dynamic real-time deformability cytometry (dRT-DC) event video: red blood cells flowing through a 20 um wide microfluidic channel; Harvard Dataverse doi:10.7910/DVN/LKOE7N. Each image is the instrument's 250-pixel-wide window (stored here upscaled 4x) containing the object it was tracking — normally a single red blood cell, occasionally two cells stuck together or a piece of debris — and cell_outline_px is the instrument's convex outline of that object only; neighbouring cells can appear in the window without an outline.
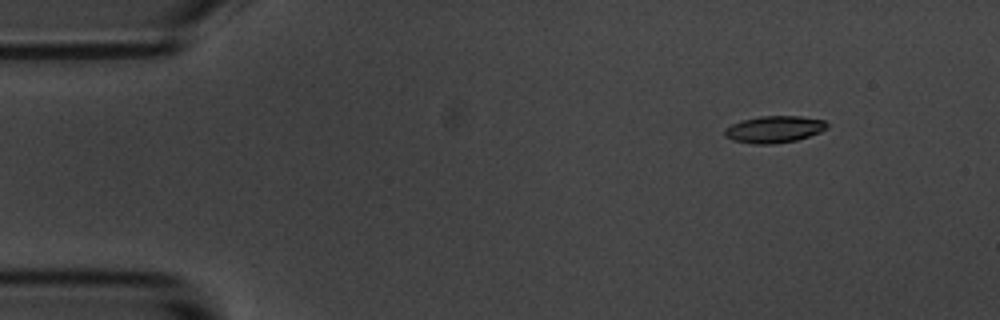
{"species": "common noctule bat (a hibernating species)", "species_latin": "Nyctalus noctula", "temperature_condition": "room temperature", "stored_images_in_passage": 5, "camera_frame_rate_fps": 3000, "um_per_image_px": 0.085, "animal": {"sex": "male", "body_mass_g": 20.1, "forearm_length_mm": 53.5}, "frame": {"image": 1, "passage_image": 2, "time_ms": 1.333, "image_size_px": [1000, 320], "cell_outline_px": [[828, 128], [820, 132], [796, 140], [772, 144], [752, 144], [732, 140], [724, 136], [724, 128], [740, 120], [760, 116], [800, 116], [824, 120], [828, 124]], "centroid_in_image_um": [65.78, 10.99], "position_along_channel_um": 19.2, "area_um2": 16.13}}